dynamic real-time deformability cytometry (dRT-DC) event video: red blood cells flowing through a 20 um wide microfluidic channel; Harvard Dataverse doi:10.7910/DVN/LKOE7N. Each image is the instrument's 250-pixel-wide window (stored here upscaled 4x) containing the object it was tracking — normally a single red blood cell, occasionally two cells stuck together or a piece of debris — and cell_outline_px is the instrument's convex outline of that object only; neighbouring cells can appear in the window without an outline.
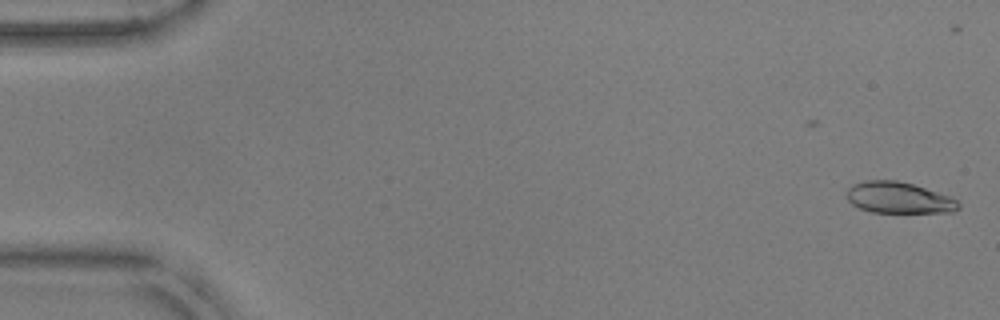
{"species": "common noctule bat (a hibernating species)", "species_latin": "Nyctalus noctula", "temperature_condition": "warm", "stored_images_in_passage": 8, "camera_frame_rate_fps": 3000, "um_per_image_px": 0.085, "animal": {"sex": "male", "body_mass_g": 17.9, "forearm_length_mm": 54.2}, "frame": {"image": 1, "passage_image": 1, "time_ms": 0.0, "image_size_px": [1000, 320], "cell_outline_px": [[960, 208], [952, 212], [872, 212], [860, 208], [852, 204], [848, 200], [848, 188], [852, 184], [864, 180], [896, 180], [912, 184], [948, 196], [956, 200], [960, 204]], "centroid_in_image_um": [76.37, 16.8], "position_along_channel_um": 8.6, "area_um2": 20.11}}